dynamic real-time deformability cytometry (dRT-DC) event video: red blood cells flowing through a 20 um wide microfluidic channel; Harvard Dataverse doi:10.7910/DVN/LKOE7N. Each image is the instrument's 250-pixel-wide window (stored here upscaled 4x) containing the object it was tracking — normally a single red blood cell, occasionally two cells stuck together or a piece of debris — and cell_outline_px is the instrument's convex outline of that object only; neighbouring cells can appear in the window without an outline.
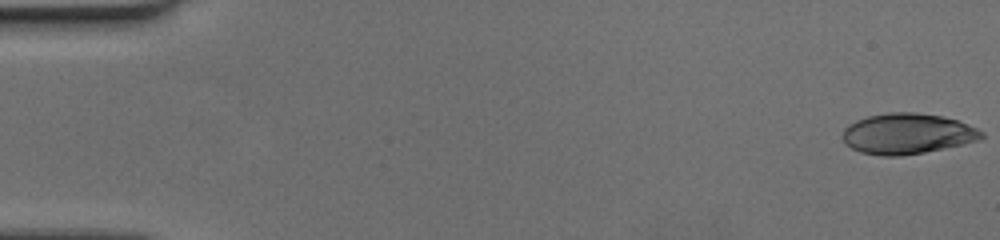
{"species": "human", "species_latin": "Homo sapiens", "temperature_condition": "cold", "stored_images_in_passage": 59, "camera_frame_rate_fps": 3000, "um_per_image_px": 0.085, "donor": {"sex": "female"}, "frame": {"image": 1, "passage_image": 1, "time_ms": 0.0, "image_size_px": [1000, 240], "cell_outline_px": [[984, 136], [980, 140], [944, 148], [924, 152], [900, 156], [880, 156], [860, 152], [844, 144], [840, 136], [844, 128], [848, 124], [856, 120], [868, 116], [888, 112], [916, 112], [944, 116], [956, 120], [976, 128], [984, 132]], "centroid_in_image_um": [77.07, 11.36], "position_along_channel_um": 7.9, "area_um2": 33.18}}
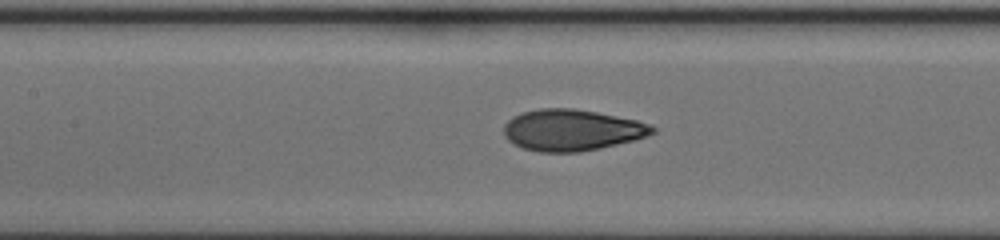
{"frame": {"image": 2, "passage_image": 28, "time_ms": 9.0, "image_size_px": [1000, 240], "cell_outline_px": [[656, 132], [636, 140], [600, 148], [580, 152], [540, 152], [520, 148], [512, 144], [504, 136], [504, 124], [512, 116], [520, 112], [540, 108], [572, 108], [596, 112], [636, 120], [648, 124], [656, 128]], "centroid_in_image_um": [48.56, 11.06], "position_along_channel_um": 158.8, "area_um2": 36.07}}
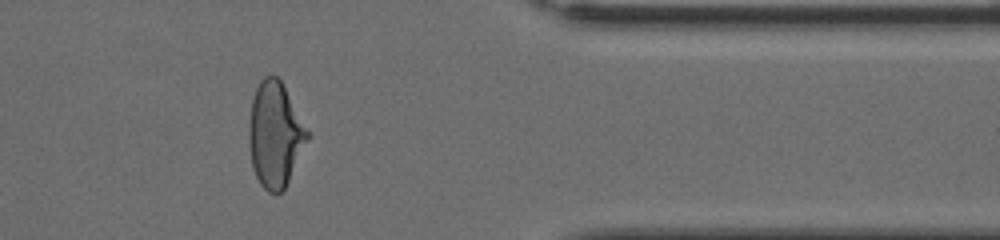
{"frame": {"image": 3, "passage_image": 49, "time_ms": 16.0, "image_size_px": [1000, 240], "cell_outline_px": [[312, 136], [284, 188], [280, 192], [268, 192], [260, 184], [252, 168], [248, 140], [248, 124], [252, 96], [260, 80], [264, 76], [276, 76], [280, 80], [312, 132]], "centroid_in_image_um": [23.41, 11.42], "position_along_channel_um": 388.0, "area_um2": 36.53}}